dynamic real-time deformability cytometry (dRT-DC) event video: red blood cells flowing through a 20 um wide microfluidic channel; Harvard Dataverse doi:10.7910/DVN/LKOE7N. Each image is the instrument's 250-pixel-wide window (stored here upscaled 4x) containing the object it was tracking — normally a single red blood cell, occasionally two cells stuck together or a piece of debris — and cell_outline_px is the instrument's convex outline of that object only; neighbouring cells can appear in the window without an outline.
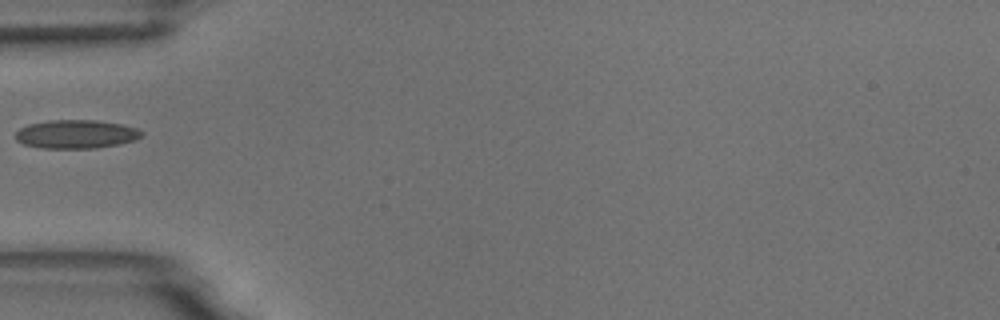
{"species": "common noctule bat (a hibernating species)", "species_latin": "Nyctalus noctula", "temperature_condition": "room temperature", "stored_images_in_passage": 6, "camera_frame_rate_fps": 3000, "um_per_image_px": 0.085, "animal": {"sex": "male", "body_mass_g": 18.8}, "frame": {"image": 1, "passage_image": 6, "time_ms": 5.667, "image_size_px": [1000, 320], "cell_outline_px": [[144, 132], [136, 140], [120, 144], [96, 148], [40, 148], [24, 144], [16, 140], [16, 132], [20, 128], [28, 124], [48, 120], [96, 120], [120, 124], [136, 128]], "centroid_in_image_um": [6.46, 11.4], "position_along_channel_um": 78.5, "area_um2": 21.04}}